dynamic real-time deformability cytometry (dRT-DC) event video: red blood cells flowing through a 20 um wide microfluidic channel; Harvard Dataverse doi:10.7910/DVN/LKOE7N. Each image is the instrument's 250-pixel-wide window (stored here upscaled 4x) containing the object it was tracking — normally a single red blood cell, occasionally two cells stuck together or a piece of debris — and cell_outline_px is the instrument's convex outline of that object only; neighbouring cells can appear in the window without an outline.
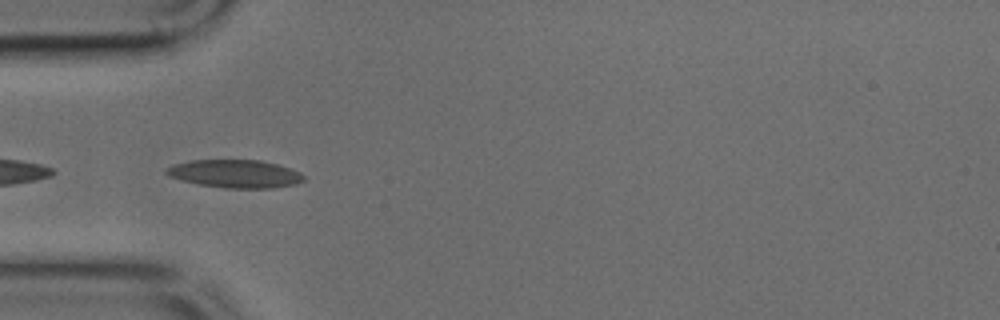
{"species": "common noctule bat (a hibernating species)", "species_latin": "Nyctalus noctula", "temperature_condition": "cold", "stored_images_in_passage": 44, "camera_frame_rate_fps": 3000, "um_per_image_px": 0.085, "animal": {"sex": "male", "body_mass_g": 17.9, "forearm_length_mm": 54.2}, "frame": {"image": 1, "passage_image": 13, "time_ms": 4.0, "image_size_px": [1000, 320], "cell_outline_px": [[304, 180], [296, 184], [272, 188], [224, 188], [200, 184], [168, 176], [164, 172], [168, 168], [176, 164], [192, 160], [260, 160], [276, 164], [300, 172], [304, 176]], "centroid_in_image_um": [20.01, 14.77], "position_along_channel_um": 65.0, "area_um2": 22.14}}